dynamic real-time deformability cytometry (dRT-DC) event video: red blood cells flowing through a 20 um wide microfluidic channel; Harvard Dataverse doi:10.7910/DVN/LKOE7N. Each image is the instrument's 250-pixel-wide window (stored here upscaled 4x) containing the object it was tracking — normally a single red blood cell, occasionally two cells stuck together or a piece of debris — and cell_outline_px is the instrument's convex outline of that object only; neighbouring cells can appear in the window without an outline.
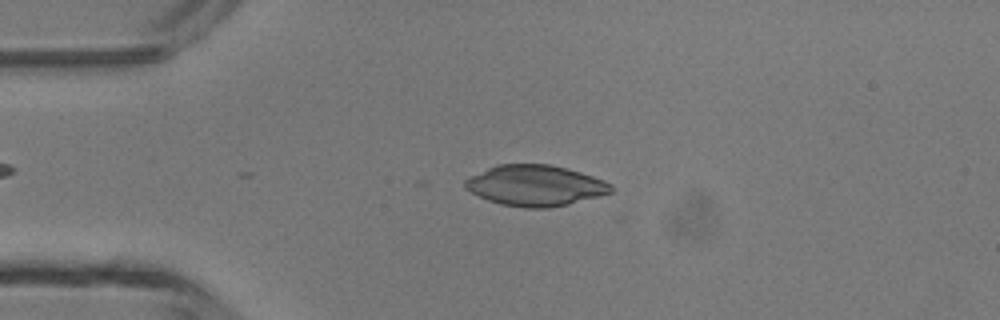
{"species": "common noctule bat (a hibernating species)", "species_latin": "Nyctalus noctula", "temperature_condition": "room temperature", "stored_images_in_passage": 27, "camera_frame_rate_fps": 3000, "um_per_image_px": 0.085, "animal": {"sex": "male", "body_mass_g": 13.3}, "frame": {"image": 1, "passage_image": 6, "time_ms": 1.667, "image_size_px": [1000, 320], "cell_outline_px": [[612, 192], [568, 204], [548, 208], [524, 208], [500, 204], [488, 200], [464, 188], [464, 180], [468, 176], [496, 164], [552, 164], [580, 172], [604, 180], [612, 184]], "centroid_in_image_um": [45.46, 15.76], "position_along_channel_um": 39.5, "area_um2": 34.74}}
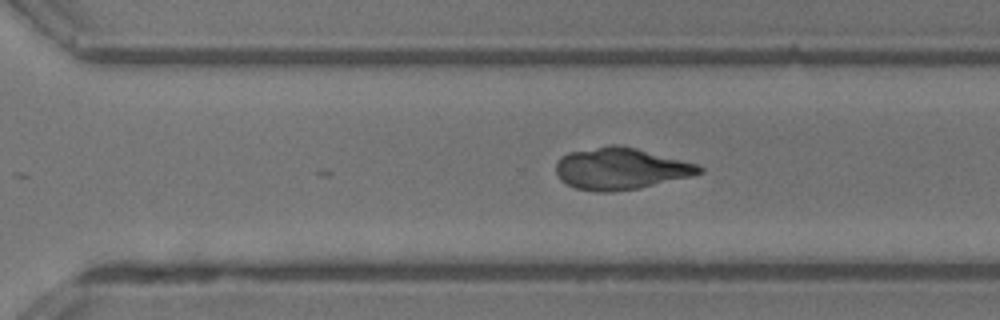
{"frame": {"image": 2, "passage_image": 27, "time_ms": 8.667, "image_size_px": [1000, 320], "cell_outline_px": [[704, 172], [692, 176], [636, 188], [612, 192], [596, 192], [576, 188], [560, 180], [556, 172], [556, 164], [560, 156], [568, 152], [612, 144], [616, 144], [636, 148], [700, 164], [704, 168]], "centroid_in_image_um": [52.76, 14.32], "position_along_channel_um": 317.8, "area_um2": 34.91}}